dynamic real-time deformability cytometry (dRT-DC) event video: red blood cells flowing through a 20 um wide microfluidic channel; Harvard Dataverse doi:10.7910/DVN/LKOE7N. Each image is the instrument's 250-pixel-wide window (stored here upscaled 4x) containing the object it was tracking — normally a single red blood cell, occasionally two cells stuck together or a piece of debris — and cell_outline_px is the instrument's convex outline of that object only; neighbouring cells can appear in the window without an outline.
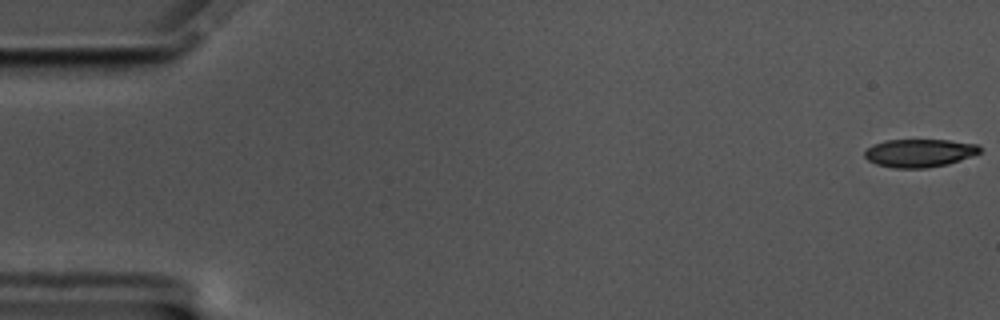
{"species": "common noctule bat (a hibernating species)", "species_latin": "Nyctalus noctula", "temperature_condition": "cold", "stored_images_in_passage": 58, "camera_frame_rate_fps": 3000, "um_per_image_px": 0.085, "animal": {"sex": "male", "body_mass_g": 17.5, "forearm_length_mm": 52.3}, "frame": {"image": 1, "passage_image": 1, "time_ms": 0.0, "image_size_px": [1000, 320], "cell_outline_px": [[980, 152], [960, 160], [948, 164], [924, 168], [892, 168], [876, 164], [868, 160], [864, 156], [864, 152], [872, 144], [884, 140], [948, 140], [976, 144], [980, 148]], "centroid_in_image_um": [78.1, 13.0], "position_along_channel_um": 6.9, "area_um2": 18.79}}
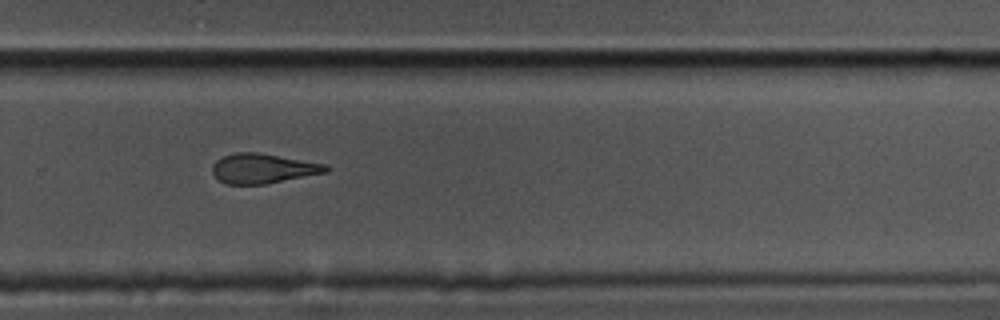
{"frame": {"image": 2, "passage_image": 39, "time_ms": 12.667, "image_size_px": [1000, 320], "cell_outline_px": [[328, 172], [264, 184], [224, 184], [212, 172], [212, 164], [216, 160], [232, 152], [256, 152], [328, 164]], "centroid_in_image_um": [22.34, 14.31], "position_along_channel_um": 307.5, "area_um2": 19.65}}
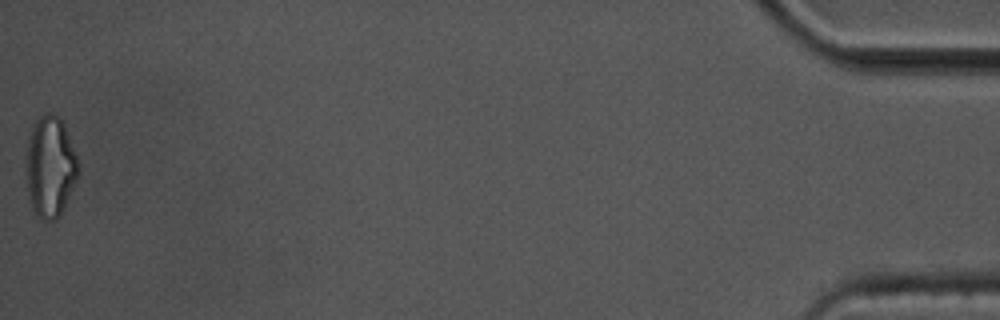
{"frame": {"image": 3, "passage_image": 58, "time_ms": 19.0, "image_size_px": [1000, 320], "cell_outline_px": [[80, 172], [64, 208], [56, 220], [40, 220], [36, 216], [32, 208], [28, 192], [24, 172], [24, 156], [28, 136], [32, 124], [44, 112], [52, 112], [64, 124], [80, 164]], "centroid_in_image_um": [4.23, 14.16], "position_along_channel_um": 431.0, "area_um2": 31.67}, "authors_computed_cell_mechanics": {"area_um2": 20.9814, "velocity_mm_per_s": 3.5012, "shape_relaxation_time_tau1_ms": 4.9597, "shape_relaxation_time_tau2_ms": 3.3303, "deformation_change_tau1": 0.1698, "deformation_change_tau2": 0.1227}}